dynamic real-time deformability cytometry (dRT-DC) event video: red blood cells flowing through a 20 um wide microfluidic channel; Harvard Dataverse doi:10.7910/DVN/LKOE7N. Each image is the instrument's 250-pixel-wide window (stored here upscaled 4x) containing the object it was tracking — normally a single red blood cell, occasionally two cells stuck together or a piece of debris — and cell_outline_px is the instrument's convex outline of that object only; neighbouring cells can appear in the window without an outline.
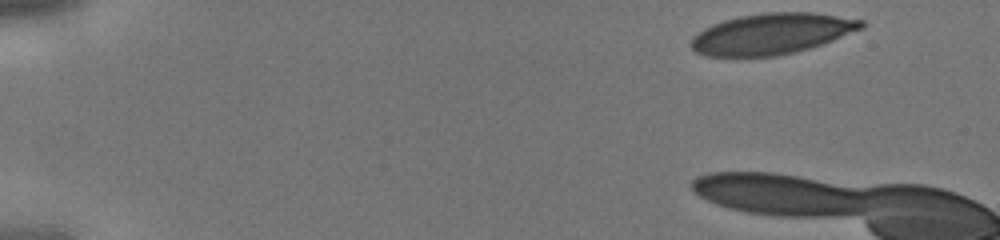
{"species": "human", "species_latin": "Homo sapiens", "temperature_condition": "cold", "stored_images_in_passage": 8, "camera_frame_rate_fps": 3000, "um_per_image_px": 0.085, "donor": {"sex": "male"}, "frame": {"image": 1, "passage_image": 1, "time_ms": 0.0, "image_size_px": [1000, 240], "cell_outline_px": [[864, 28], [832, 40], [796, 52], [776, 56], [708, 56], [696, 52], [688, 44], [692, 36], [704, 28], [712, 24], [724, 20], [740, 16], [764, 12], [812, 12], [864, 20]], "centroid_in_image_um": [65.57, 2.87], "position_along_channel_um": 19.4, "area_um2": 40.58}}